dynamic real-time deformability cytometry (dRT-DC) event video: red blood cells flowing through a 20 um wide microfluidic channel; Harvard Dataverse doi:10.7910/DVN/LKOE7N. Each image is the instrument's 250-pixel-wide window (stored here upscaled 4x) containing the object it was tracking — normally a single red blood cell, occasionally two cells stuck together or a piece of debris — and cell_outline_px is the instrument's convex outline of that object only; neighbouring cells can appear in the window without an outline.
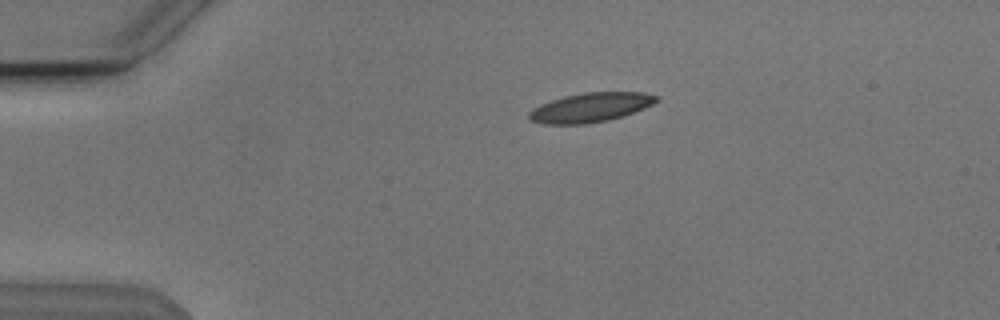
{"species": "Egyptian fruit bat (a non-hibernating species)", "species_latin": "Rousettus aegyptiacus", "temperature_condition": "cold", "stored_images_in_passage": 4, "camera_frame_rate_fps": 3000, "um_per_image_px": 0.085, "animal": {"sex": "male"}, "frame": {"image": 1, "passage_image": 2, "time_ms": 0.333, "image_size_px": [1000, 320], "cell_outline_px": [[660, 100], [644, 108], [624, 116], [608, 120], [584, 124], [544, 124], [528, 120], [528, 112], [532, 108], [540, 104], [564, 96], [584, 92], [644, 92], [660, 96]], "centroid_in_image_um": [50.19, 9.13], "position_along_channel_um": 34.8, "area_um2": 21.96}}